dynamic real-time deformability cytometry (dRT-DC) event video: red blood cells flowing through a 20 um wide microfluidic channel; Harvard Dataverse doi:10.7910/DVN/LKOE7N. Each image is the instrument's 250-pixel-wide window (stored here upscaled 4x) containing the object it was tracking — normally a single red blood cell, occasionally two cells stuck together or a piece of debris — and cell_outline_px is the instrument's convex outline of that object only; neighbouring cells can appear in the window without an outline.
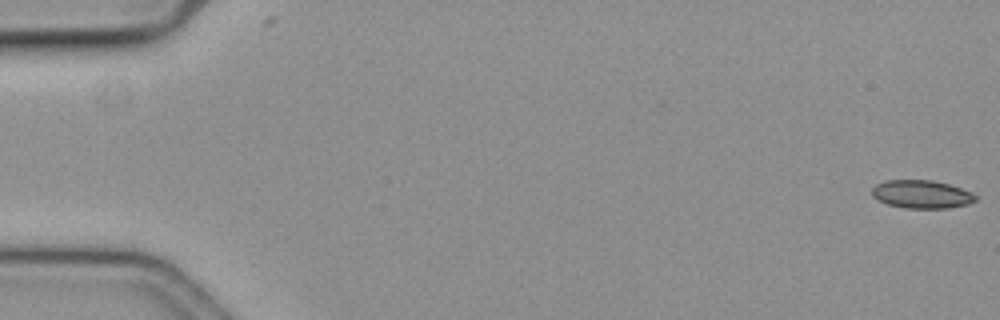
{"species": "common noctule bat (a hibernating species)", "species_latin": "Nyctalus noctula", "temperature_condition": "cold", "stored_images_in_passage": 18, "camera_frame_rate_fps": 3000, "um_per_image_px": 0.085, "animal": {"sex": "female", "body_mass_g": 19.3, "forearm_length_mm": 54.1}, "frame": {"image": 1, "passage_image": 1, "time_ms": 0.0, "image_size_px": [1000, 320], "cell_outline_px": [[976, 200], [968, 204], [948, 208], [904, 208], [888, 204], [872, 196], [872, 188], [876, 184], [888, 180], [932, 180], [948, 184], [972, 192], [976, 196]], "centroid_in_image_um": [78.34, 16.51], "position_along_channel_um": 6.7, "area_um2": 16.88}}
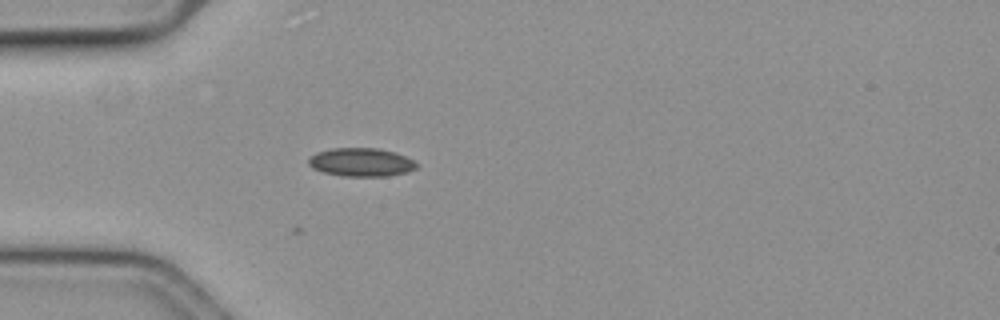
{"frame": {"image": 2, "passage_image": 18, "time_ms": 5.667, "image_size_px": [1000, 320], "cell_outline_px": [[420, 164], [416, 168], [408, 172], [388, 176], [344, 176], [324, 172], [312, 168], [308, 164], [308, 160], [316, 152], [332, 148], [380, 148], [396, 152]], "centroid_in_image_um": [30.72, 13.78], "position_along_channel_um": 54.3, "area_um2": 17.98}}